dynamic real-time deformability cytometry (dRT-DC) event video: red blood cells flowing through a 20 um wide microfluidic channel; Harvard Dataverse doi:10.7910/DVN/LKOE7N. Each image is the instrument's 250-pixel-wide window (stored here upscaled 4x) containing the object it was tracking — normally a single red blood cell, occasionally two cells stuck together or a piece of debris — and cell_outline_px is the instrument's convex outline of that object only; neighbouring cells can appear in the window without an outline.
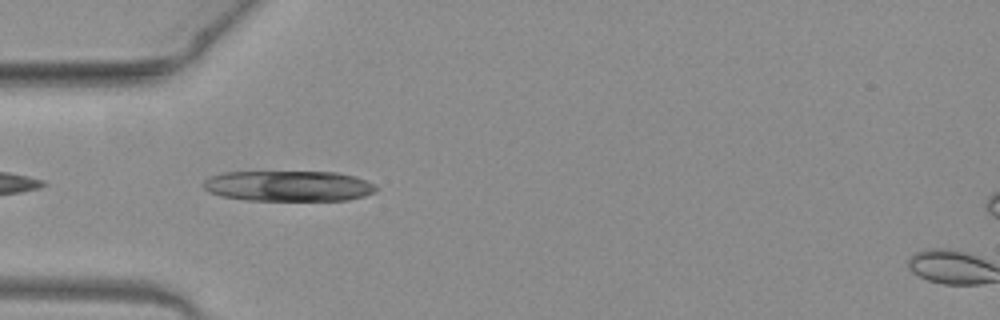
{"species": "common noctule bat (a hibernating species)", "species_latin": "Nyctalus noctula", "temperature_condition": "warm", "stored_images_in_passage": 23, "camera_frame_rate_fps": 3000, "um_per_image_px": 0.085, "animal": {"sex": "female", "body_mass_g": 19.3, "forearm_length_mm": 54.1}, "frame": {"image": 1, "passage_image": 2, "time_ms": 0.333, "image_size_px": [1000, 320], "cell_outline_px": [[376, 192], [364, 196], [348, 200], [244, 200], [220, 196], [208, 192], [204, 188], [204, 180], [208, 176], [224, 172], [336, 172], [356, 176], [376, 184]], "centroid_in_image_um": [24.52, 15.81], "position_along_channel_um": 60.5, "area_um2": 31.04}}